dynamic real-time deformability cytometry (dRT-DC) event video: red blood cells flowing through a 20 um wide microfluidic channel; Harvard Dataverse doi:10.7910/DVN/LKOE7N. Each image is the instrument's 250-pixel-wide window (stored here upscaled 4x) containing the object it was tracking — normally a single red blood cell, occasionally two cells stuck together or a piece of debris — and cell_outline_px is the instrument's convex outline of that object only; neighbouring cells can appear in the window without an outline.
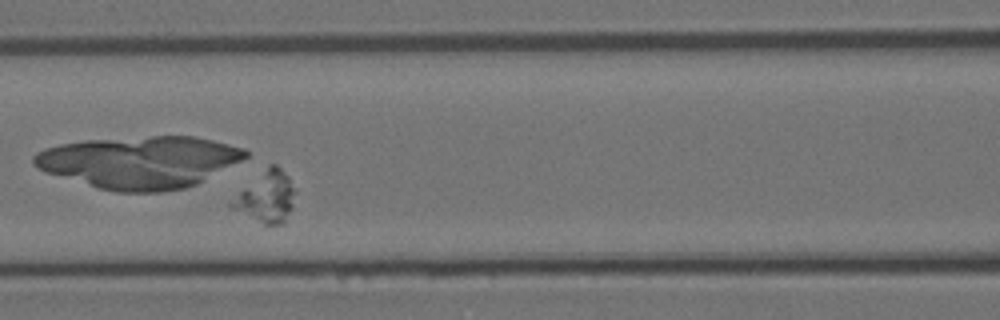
{"species": "Egyptian fruit bat (a non-hibernating species)", "species_latin": "Rousettus aegyptiacus", "temperature_condition": "room temperature", "stored_images_in_passage": 55, "camera_frame_rate_fps": 3000, "um_per_image_px": 0.085, "animal": {"sex": "female"}, "frame": {"image": 1, "passage_image": 24, "time_ms": 7.667, "image_size_px": [1000, 320], "cell_outline_px": [[296, 192], [292, 208], [284, 224], [268, 228], [232, 208], [228, 204], [268, 164], [276, 164], [288, 176]], "centroid_in_image_um": [22.68, 16.79], "position_along_channel_um": 143.9, "area_um2": 19.02}}
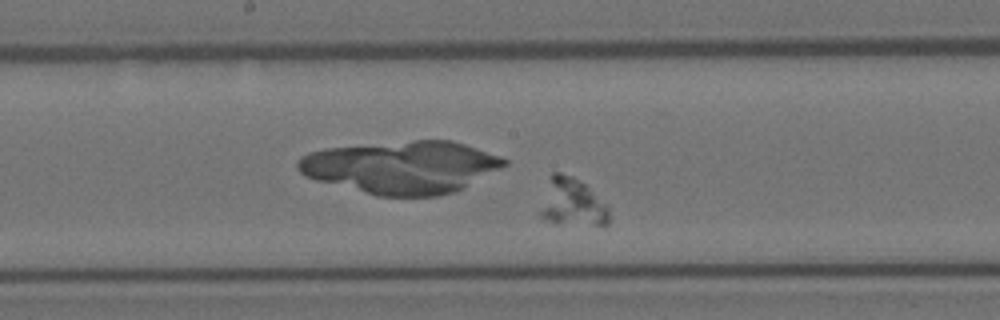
{"frame": {"image": 2, "passage_image": 29, "time_ms": 9.333, "image_size_px": [1000, 320], "cell_outline_px": [[608, 224], [600, 228], [556, 224], [544, 220], [540, 216], [540, 212], [548, 176], [552, 172], [560, 172], [572, 176], [584, 184], [608, 204]], "centroid_in_image_um": [48.65, 17.27], "position_along_channel_um": 199.5, "area_um2": 19.94}}
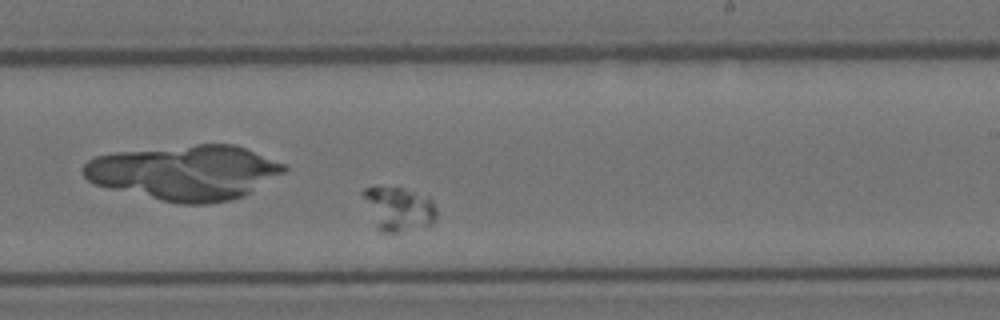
{"frame": {"image": 3, "passage_image": 34, "time_ms": 11.0, "image_size_px": [1000, 320], "cell_outline_px": [[436, 216], [432, 224], [396, 232], [380, 232], [376, 228], [360, 192], [364, 188], [404, 188], [428, 196], [432, 200], [436, 208]], "centroid_in_image_um": [33.87, 17.75], "position_along_channel_um": 255.1, "area_um2": 18.67}}